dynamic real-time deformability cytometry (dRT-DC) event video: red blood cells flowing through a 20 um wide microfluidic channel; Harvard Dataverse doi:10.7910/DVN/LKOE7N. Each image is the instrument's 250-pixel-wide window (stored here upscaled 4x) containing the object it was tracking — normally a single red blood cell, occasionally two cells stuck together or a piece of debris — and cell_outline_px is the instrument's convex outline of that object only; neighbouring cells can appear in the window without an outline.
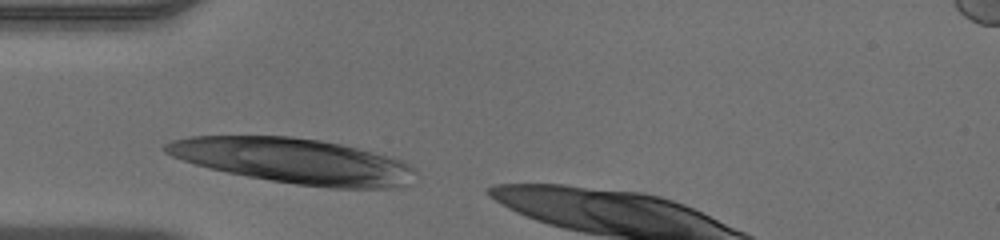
{"species": "human", "species_latin": "Homo sapiens", "temperature_condition": "warm", "stored_images_in_passage": 13, "camera_frame_rate_fps": 3000, "um_per_image_px": 0.085, "donor": {"sex": "male"}, "frame": {"image": 1, "passage_image": 1, "time_ms": 0.0, "image_size_px": [1000, 240], "cell_outline_px": [[412, 168], [400, 184], [388, 188], [328, 188], [296, 184], [248, 176], [228, 172], [196, 164], [172, 156], [164, 152], [164, 144], [172, 140], [188, 136], [292, 136], [320, 140], [340, 144], [356, 148], [400, 160], [408, 164]], "centroid_in_image_um": [24.81, 13.65], "position_along_channel_um": 60.2, "area_um2": 64.16}}